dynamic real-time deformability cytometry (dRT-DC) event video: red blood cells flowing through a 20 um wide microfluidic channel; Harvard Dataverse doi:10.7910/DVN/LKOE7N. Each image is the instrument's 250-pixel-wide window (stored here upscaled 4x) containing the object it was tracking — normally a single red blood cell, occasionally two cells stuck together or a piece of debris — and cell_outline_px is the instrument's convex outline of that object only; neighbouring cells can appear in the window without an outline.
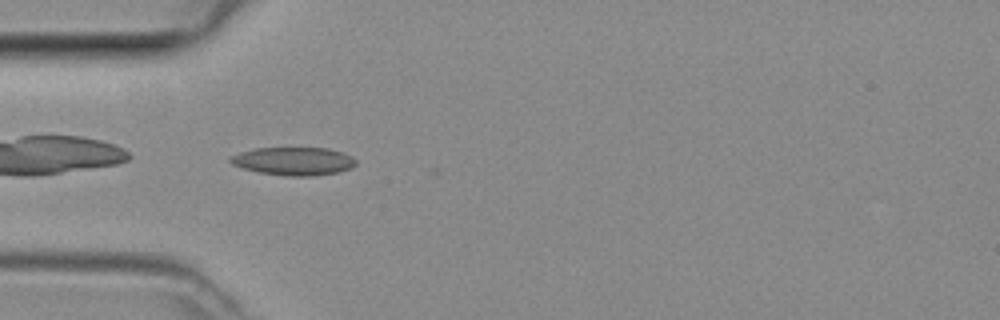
{"species": "common noctule bat (a hibernating species)", "species_latin": "Nyctalus noctula", "temperature_condition": "room temperature", "stored_images_in_passage": 34, "camera_frame_rate_fps": 3000, "um_per_image_px": 0.085, "animal": {"sex": "female", "body_mass_g": 29.2, "forearm_length_mm": 56.3}, "frame": {"image": 1, "passage_image": 1, "time_ms": 0.0, "image_size_px": [1000, 320], "cell_outline_px": [[356, 164], [352, 168], [336, 172], [312, 176], [288, 176], [260, 172], [244, 168], [232, 164], [228, 160], [228, 156], [240, 152], [256, 148], [328, 148], [344, 152], [352, 156], [356, 160]], "centroid_in_image_um": [24.97, 13.69], "position_along_channel_um": 60.0, "area_um2": 20.58}}
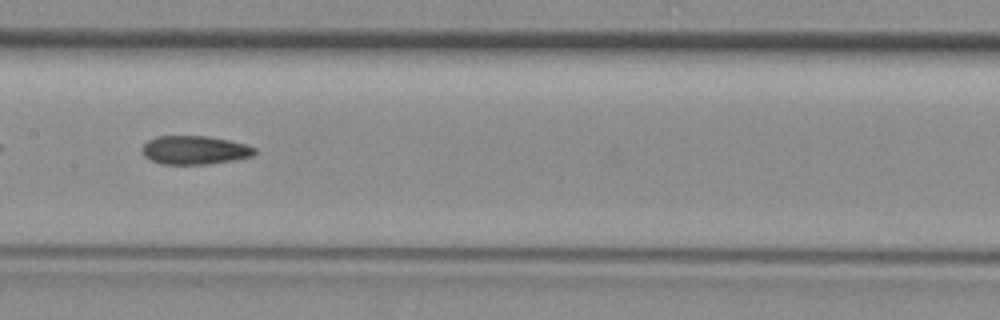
{"frame": {"image": 2, "passage_image": 10, "time_ms": 3.0, "image_size_px": [1000, 320], "cell_outline_px": [[256, 152], [252, 156], [236, 160], [208, 164], [164, 164], [152, 160], [144, 156], [144, 144], [148, 140], [156, 136], [208, 136], [228, 140], [244, 144], [256, 148]], "centroid_in_image_um": [16.58, 12.75], "position_along_channel_um": 190.8, "area_um2": 18.61}}
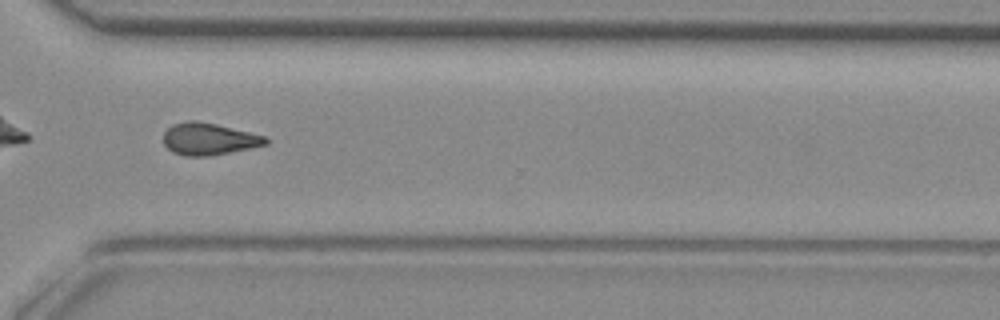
{"frame": {"image": 3, "passage_image": 21, "time_ms": 6.667, "image_size_px": [1000, 320], "cell_outline_px": [[268, 144], [252, 148], [204, 156], [184, 156], [172, 152], [164, 144], [164, 132], [172, 124], [188, 120], [196, 120], [216, 124], [268, 136]], "centroid_in_image_um": [17.77, 11.8], "position_along_channel_um": 352.8, "area_um2": 19.13}}